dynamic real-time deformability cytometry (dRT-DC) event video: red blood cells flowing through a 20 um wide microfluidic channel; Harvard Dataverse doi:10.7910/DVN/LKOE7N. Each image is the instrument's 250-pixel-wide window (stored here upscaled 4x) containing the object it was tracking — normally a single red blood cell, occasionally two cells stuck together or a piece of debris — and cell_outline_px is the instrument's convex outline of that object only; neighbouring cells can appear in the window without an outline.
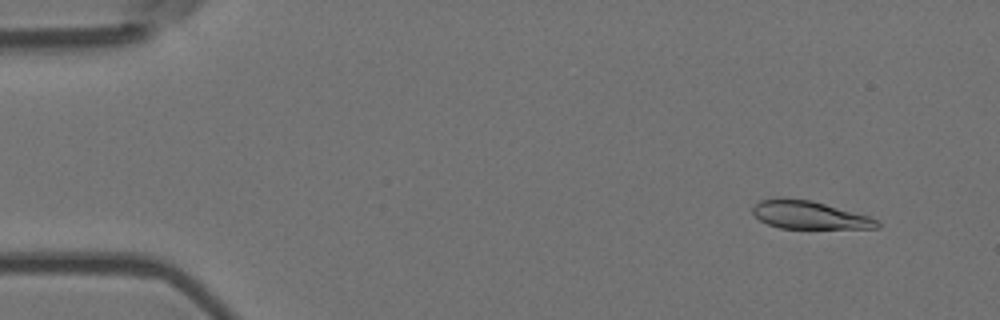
{"species": "Egyptian fruit bat (a non-hibernating species)", "species_latin": "Rousettus aegyptiacus", "temperature_condition": "room temperature", "stored_images_in_passage": 5, "camera_frame_rate_fps": 3000, "um_per_image_px": 0.085, "animal": {"sex": "female"}, "frame": {"image": 1, "passage_image": 2, "time_ms": 0.333, "image_size_px": [1000, 320], "cell_outline_px": [[880, 228], [780, 228], [768, 224], [760, 220], [752, 212], [752, 208], [760, 200], [812, 200], [868, 216], [880, 220]], "centroid_in_image_um": [68.85, 18.31], "position_along_channel_um": 16.1, "area_um2": 19.65}}
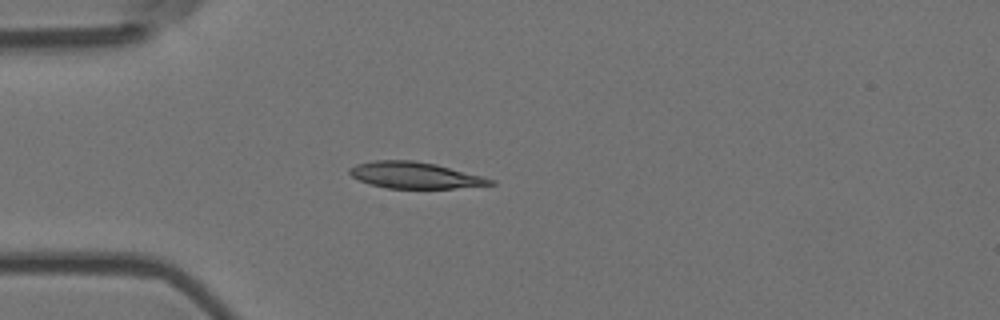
{"frame": {"image": 2, "passage_image": 5, "time_ms": 1.333, "image_size_px": [1000, 320], "cell_outline_px": [[496, 184], [452, 188], [388, 188], [368, 184], [352, 176], [348, 172], [348, 168], [356, 164], [376, 160], [412, 160], [436, 164], [496, 180]], "centroid_in_image_um": [35.24, 14.89], "position_along_channel_um": 49.8, "area_um2": 21.5}}